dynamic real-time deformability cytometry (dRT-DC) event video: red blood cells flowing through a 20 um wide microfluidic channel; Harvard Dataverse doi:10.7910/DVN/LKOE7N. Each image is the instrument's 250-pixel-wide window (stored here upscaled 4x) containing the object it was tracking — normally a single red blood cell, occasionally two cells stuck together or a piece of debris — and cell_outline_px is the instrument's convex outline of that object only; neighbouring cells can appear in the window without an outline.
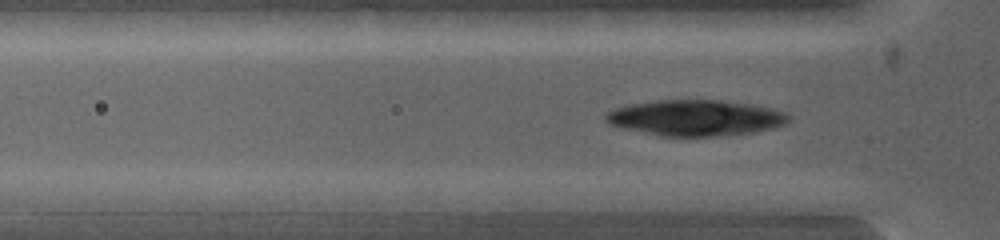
{"species": "common noctule bat (a hibernating species)", "species_latin": "Nyctalus noctula", "temperature_condition": "warm", "stored_images_in_passage": 2, "camera_frame_rate_fps": 5000, "um_per_image_px": 0.085, "animal": {"sex": "female", "body_mass_g": 19.0, "forearm_length_mm": 53.3}, "frame": {"image": 1, "passage_image": 2, "time_ms": 0.8, "image_size_px": [1000, 240], "cell_outline_px": [[592, 200], [564, 212], [496, 212], [496, 200], [508, 192], [584, 192]], "centroid_in_image_um": [45.94, 17.15], "position_along_channel_um": 79.9, "area_um2": 12.08}}